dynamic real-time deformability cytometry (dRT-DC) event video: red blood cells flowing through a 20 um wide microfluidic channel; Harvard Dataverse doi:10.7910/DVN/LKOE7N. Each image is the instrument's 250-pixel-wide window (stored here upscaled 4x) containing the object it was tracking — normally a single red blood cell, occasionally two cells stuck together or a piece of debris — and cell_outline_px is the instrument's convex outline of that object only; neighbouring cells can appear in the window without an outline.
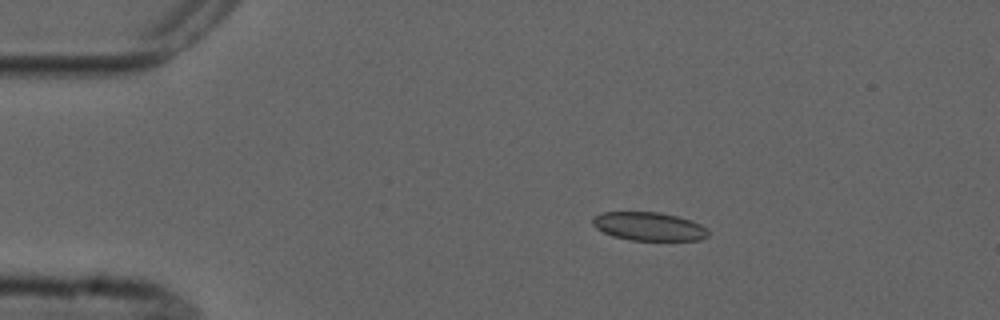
{"species": "common noctule bat (a hibernating species)", "species_latin": "Nyctalus noctula", "temperature_condition": "cold", "stored_images_in_passage": 4, "camera_frame_rate_fps": 3000, "um_per_image_px": 0.085, "animal": {"sex": "male", "forearm_length_mm": 52.5}, "frame": {"image": 1, "passage_image": 2, "time_ms": 1.333, "image_size_px": [1000, 320], "cell_outline_px": [[708, 236], [700, 240], [632, 240], [612, 236], [596, 228], [592, 224], [592, 216], [600, 212], [660, 212], [692, 220], [708, 228]], "centroid_in_image_um": [55.14, 19.24], "position_along_channel_um": 29.9, "area_um2": 19.31}}